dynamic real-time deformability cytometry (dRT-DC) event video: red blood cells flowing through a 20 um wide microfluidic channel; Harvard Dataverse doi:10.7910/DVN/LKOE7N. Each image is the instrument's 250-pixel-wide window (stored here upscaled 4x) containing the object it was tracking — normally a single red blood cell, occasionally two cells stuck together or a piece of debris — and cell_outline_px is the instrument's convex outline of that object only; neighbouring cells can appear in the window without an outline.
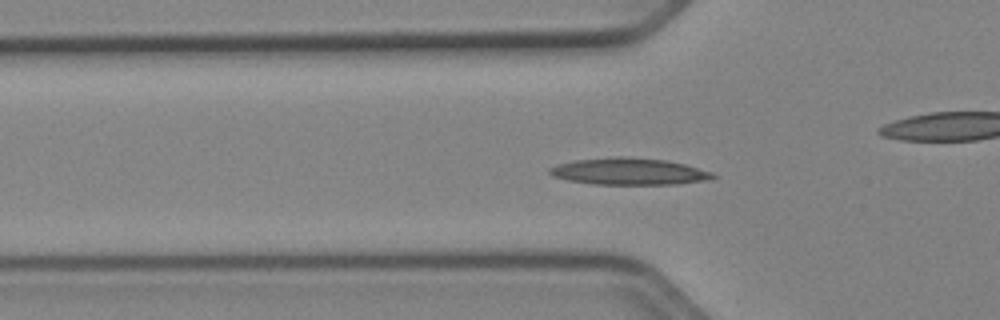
{"species": "Egyptian fruit bat (a non-hibernating species)", "species_latin": "Rousettus aegyptiacus", "temperature_condition": "cold", "stored_images_in_passage": 43, "camera_frame_rate_fps": 3000, "um_per_image_px": 0.085, "animal": {"sex": "female"}, "frame": {"image": 1, "passage_image": 8, "time_ms": 2.333, "image_size_px": [1000, 320], "cell_outline_px": [[716, 176], [708, 180], [676, 184], [592, 184], [568, 180], [552, 176], [548, 172], [548, 168], [556, 164], [572, 160], [616, 156], [620, 156], [664, 160], [684, 164], [712, 172]], "centroid_in_image_um": [53.4, 14.57], "position_along_channel_um": 72.4, "area_um2": 25.49}}
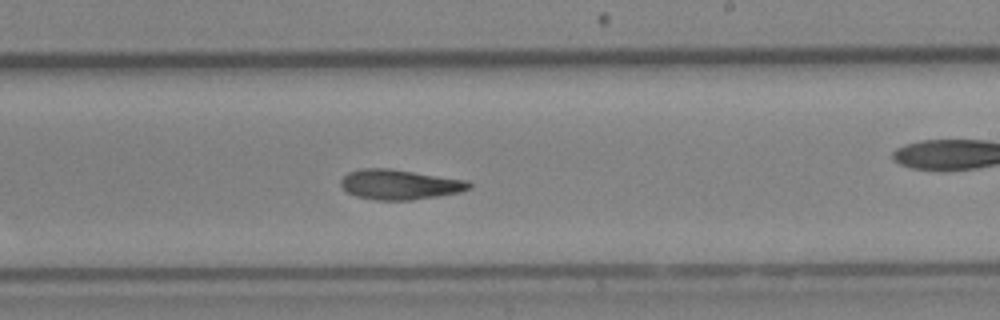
{"frame": {"image": 2, "passage_image": 22, "time_ms": 7.0, "image_size_px": [1000, 320], "cell_outline_px": [[472, 188], [460, 192], [412, 200], [376, 200], [356, 196], [348, 192], [340, 184], [340, 180], [348, 172], [360, 168], [392, 168], [468, 180], [472, 184]], "centroid_in_image_um": [33.99, 15.67], "position_along_channel_um": 255.0, "area_um2": 22.6}}
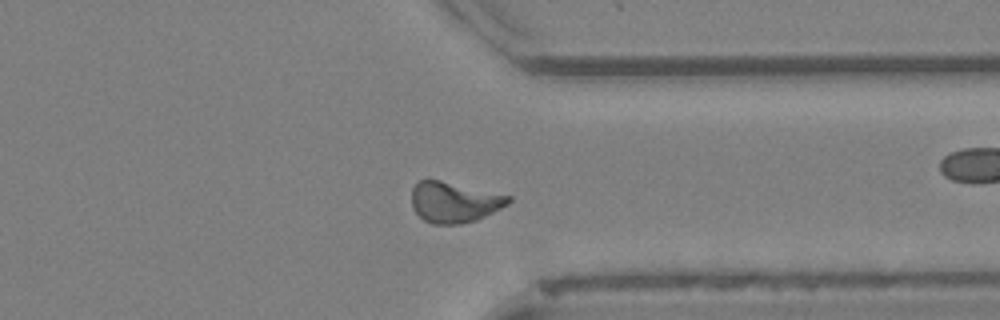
{"frame": {"image": 3, "passage_image": 31, "time_ms": 10.0, "image_size_px": [1000, 320], "cell_outline_px": [[512, 200], [508, 204], [476, 220], [460, 224], [432, 224], [424, 220], [412, 208], [412, 188], [420, 180], [440, 180], [512, 196]], "centroid_in_image_um": [38.6, 17.18], "position_along_channel_um": 372.8, "area_um2": 22.77}, "authors_computed_cell_mechanics": {"area_um2": 22.542, "velocity_mm_per_s": 3.9372, "shape_relaxation_time_tau1_ms": 6.707, "shape_relaxation_time_tau2_ms": 4.6614, "deformation_change_tau1": 0.1828, "deformation_change_tau2": 0.1203}}